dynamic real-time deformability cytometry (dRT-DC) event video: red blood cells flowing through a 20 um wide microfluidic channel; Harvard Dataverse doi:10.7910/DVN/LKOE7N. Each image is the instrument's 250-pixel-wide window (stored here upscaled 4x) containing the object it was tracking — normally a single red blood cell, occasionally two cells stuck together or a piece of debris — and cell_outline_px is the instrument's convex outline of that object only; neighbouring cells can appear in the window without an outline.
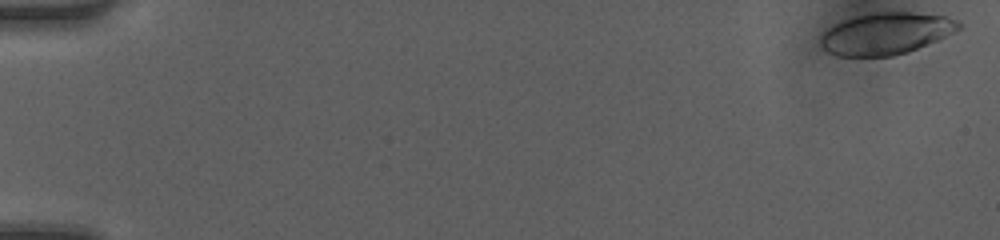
{"species": "human", "species_latin": "Homo sapiens", "temperature_condition": "room temperature", "stored_images_in_passage": 44, "camera_frame_rate_fps": 3000, "um_per_image_px": 0.085, "donor": {"sex": "female"}, "frame": {"image": 1, "passage_image": 1, "time_ms": 0.0, "image_size_px": [1000, 240], "cell_outline_px": [[964, 24], [956, 32], [908, 52], [892, 56], [836, 56], [828, 52], [820, 44], [820, 36], [828, 28], [844, 20], [856, 16], [876, 12], [912, 12], [944, 16], [956, 20]], "centroid_in_image_um": [75.32, 2.85], "position_along_channel_um": 9.7, "area_um2": 33.58}}
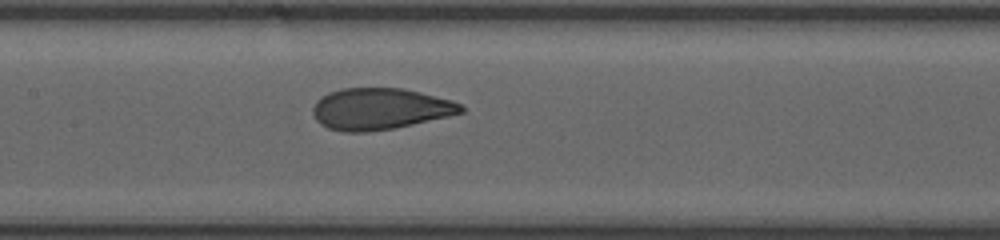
{"frame": {"image": 2, "passage_image": 25, "time_ms": 8.0, "image_size_px": [1000, 240], "cell_outline_px": [[464, 112], [448, 116], [412, 124], [392, 128], [368, 132], [344, 132], [328, 128], [320, 124], [316, 120], [312, 112], [312, 108], [316, 100], [320, 96], [328, 92], [340, 88], [404, 88], [452, 100], [460, 104], [464, 108]], "centroid_in_image_um": [32.25, 9.24], "position_along_channel_um": 175.2, "area_um2": 35.89}}
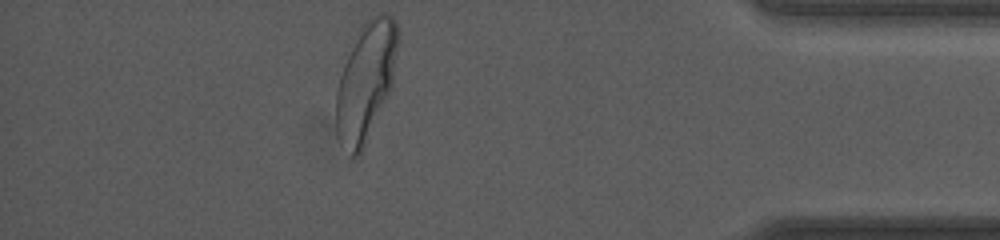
{"frame": {"image": 3, "passage_image": 44, "time_ms": 14.333, "image_size_px": [1000, 240], "cell_outline_px": [[400, 40], [392, 88], [364, 148], [356, 156], [352, 156], [336, 132], [336, 92], [348, 44], [364, 20], [372, 16], [384, 12], [392, 16], [396, 20], [400, 32]], "centroid_in_image_um": [31.13, 6.78], "position_along_channel_um": 404.1, "area_um2": 43.58}, "authors_computed_cell_mechanics": {"area_um2": 35.8938, "velocity_mm_per_s": 4.1913, "shape_relaxation_time_tau1_ms": 3.1014, "shape_relaxation_time_tau2_ms": null, "deformation_change_tau1": 0.1551, "deformation_change_tau2": null}}